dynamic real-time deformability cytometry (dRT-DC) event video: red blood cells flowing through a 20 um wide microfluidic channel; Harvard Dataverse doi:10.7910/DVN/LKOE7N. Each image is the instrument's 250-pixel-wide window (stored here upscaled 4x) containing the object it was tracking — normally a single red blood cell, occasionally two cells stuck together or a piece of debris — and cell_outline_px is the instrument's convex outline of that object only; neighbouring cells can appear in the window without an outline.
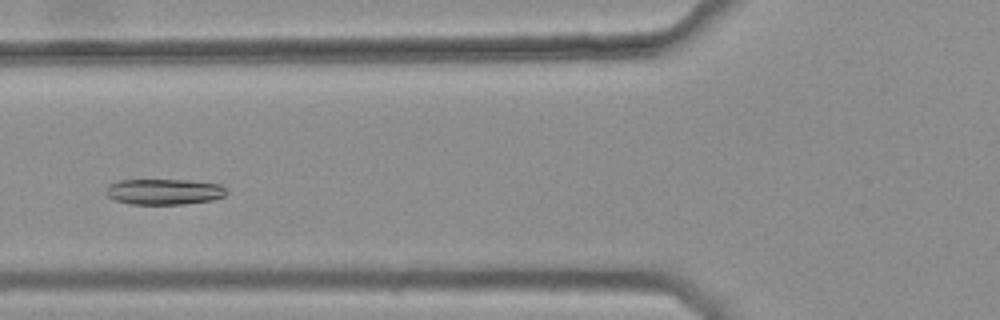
{"species": "common noctule bat (a hibernating species)", "species_latin": "Nyctalus noctula", "temperature_condition": "warm", "stored_images_in_passage": 30, "camera_frame_rate_fps": 3000, "um_per_image_px": 0.085, "animal": {"sex": "female", "body_mass_g": 25.1}, "frame": {"image": 1, "passage_image": 6, "time_ms": 1.667, "image_size_px": [1000, 320], "cell_outline_px": [[228, 192], [224, 196], [212, 200], [184, 204], [132, 204], [116, 200], [108, 196], [104, 192], [108, 184], [116, 180], [188, 180], [220, 184]], "centroid_in_image_um": [13.92, 16.29], "position_along_channel_um": 111.9, "area_um2": 18.15}}
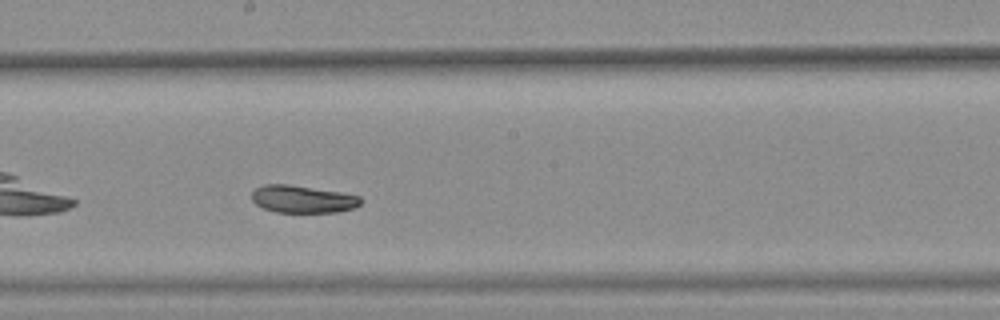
{"frame": {"image": 2, "passage_image": 15, "time_ms": 4.667, "image_size_px": [1000, 320], "cell_outline_px": [[364, 200], [356, 208], [336, 212], [276, 212], [264, 208], [256, 204], [252, 200], [252, 192], [256, 188], [264, 184], [288, 184], [340, 192], [360, 196]], "centroid_in_image_um": [25.75, 16.92], "position_along_channel_um": 222.4, "area_um2": 17.46}}
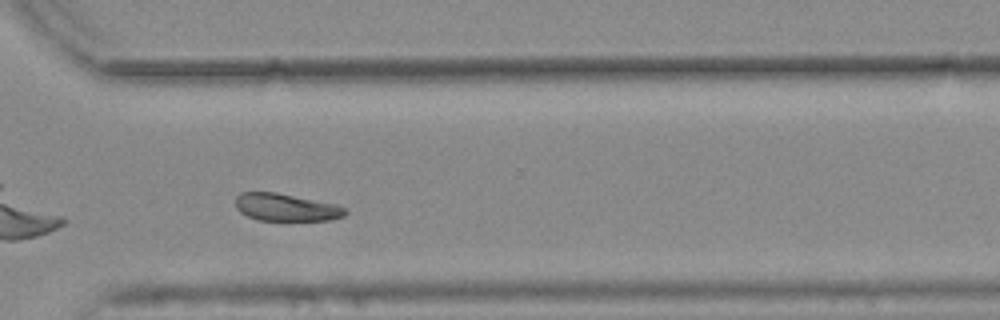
{"frame": {"image": 3, "passage_image": 25, "time_ms": 8.0, "image_size_px": [1000, 320], "cell_outline_px": [[348, 212], [344, 216], [332, 220], [256, 220], [240, 212], [236, 208], [236, 196], [240, 192], [276, 192], [336, 204], [344, 208]], "centroid_in_image_um": [24.3, 17.62], "position_along_channel_um": 346.3, "area_um2": 17.57}, "authors_computed_cell_mechanics": {"area_um2": 18.4671, "velocity_mm_per_s": 3.694, "shape_relaxation_time_tau1_ms": 7.1685, "shape_relaxation_time_tau2_ms": null, "deformation_change_tau1": 0.1346, "deformation_change_tau2": null}}